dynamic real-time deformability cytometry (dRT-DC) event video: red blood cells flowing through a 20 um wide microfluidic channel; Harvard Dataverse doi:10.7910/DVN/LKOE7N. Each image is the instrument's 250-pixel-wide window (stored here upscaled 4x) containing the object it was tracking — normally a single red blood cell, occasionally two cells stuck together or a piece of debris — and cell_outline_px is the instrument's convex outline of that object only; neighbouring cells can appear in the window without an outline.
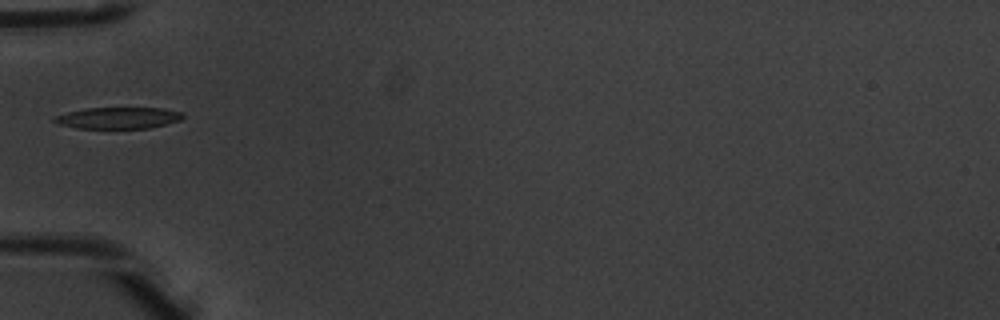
{"species": "common noctule bat (a hibernating species)", "species_latin": "Nyctalus noctula", "temperature_condition": "warm", "stored_images_in_passage": 2, "camera_frame_rate_fps": 3000, "um_per_image_px": 0.085, "animal": {"sex": "male", "body_mass_g": 20.1, "forearm_length_mm": 53.5}, "frame": {"image": 1, "passage_image": 1, "time_ms": 0.0, "image_size_px": [1000, 320], "cell_outline_px": [[184, 116], [180, 120], [148, 128], [76, 128], [56, 124], [52, 120], [56, 116], [68, 112], [84, 108], [164, 108], [180, 112]], "centroid_in_image_um": [10.0, 10.02], "position_along_channel_um": 75.0, "area_um2": 15.95}}